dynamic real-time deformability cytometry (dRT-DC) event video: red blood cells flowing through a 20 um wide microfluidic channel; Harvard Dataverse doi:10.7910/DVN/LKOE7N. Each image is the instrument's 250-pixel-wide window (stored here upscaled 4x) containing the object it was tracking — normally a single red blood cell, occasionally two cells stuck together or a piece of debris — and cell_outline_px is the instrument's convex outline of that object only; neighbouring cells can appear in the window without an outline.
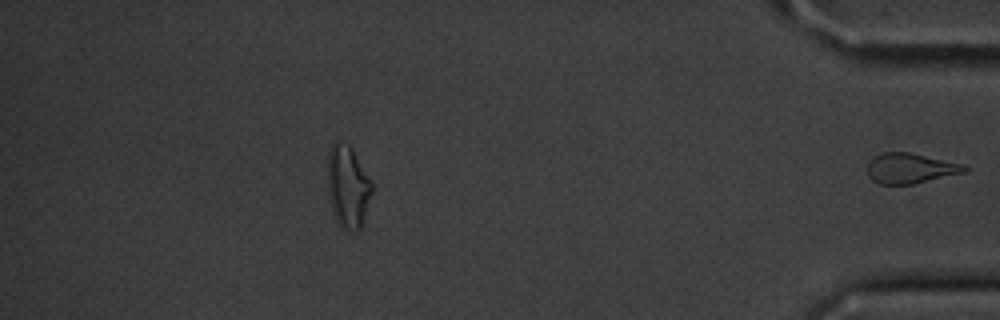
{"species": "common noctule bat (a hibernating species)", "species_latin": "Nyctalus noctula", "temperature_condition": "cold", "stored_images_in_passage": 46, "segment_of_instrument_passage": [2, 2], "camera_frame_rate_fps": 3000, "um_per_image_px": 0.085, "animal": {"sex": "male", "body_mass_g": 20.1, "forearm_length_mm": 53.5}, "frame": {"image": 1, "passage_image": 46, "time_ms": 15.0, "image_size_px": [1000, 320], "cell_outline_px": [[968, 172], [912, 184], [880, 184], [872, 180], [868, 176], [868, 160], [872, 156], [880, 152], [908, 152], [964, 164], [968, 168]], "centroid_in_image_um": [77.37, 14.3], "position_along_channel_um": 357.8, "area_um2": 17.28}}